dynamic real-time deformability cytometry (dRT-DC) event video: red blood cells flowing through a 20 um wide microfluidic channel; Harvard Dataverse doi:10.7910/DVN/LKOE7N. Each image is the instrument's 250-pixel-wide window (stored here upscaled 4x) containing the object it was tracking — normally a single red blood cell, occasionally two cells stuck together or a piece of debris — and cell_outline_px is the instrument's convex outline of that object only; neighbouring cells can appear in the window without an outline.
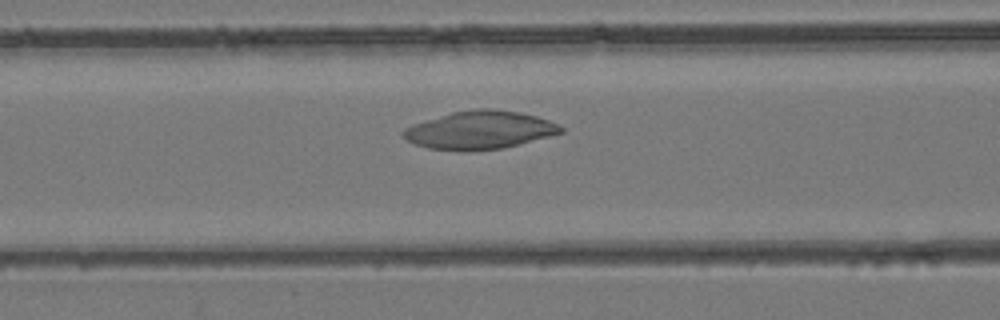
{"species": "common noctule bat (a hibernating species)", "species_latin": "Nyctalus noctula", "temperature_condition": "room temperature", "stored_images_in_passage": 47, "camera_frame_rate_fps": 3000, "um_per_image_px": 0.085, "animal": {"sex": "female", "body_mass_g": 24.6, "forearm_length_mm": 56.2}, "frame": {"image": 1, "passage_image": 20, "time_ms": 6.333, "image_size_px": [1000, 320], "cell_outline_px": [[564, 132], [520, 144], [504, 148], [460, 152], [428, 148], [404, 140], [400, 132], [404, 128], [412, 124], [452, 112], [476, 108], [492, 108], [520, 112], [536, 116], [560, 124], [564, 128]], "centroid_in_image_um": [40.75, 11.06], "position_along_channel_um": 125.8, "area_um2": 35.43}}
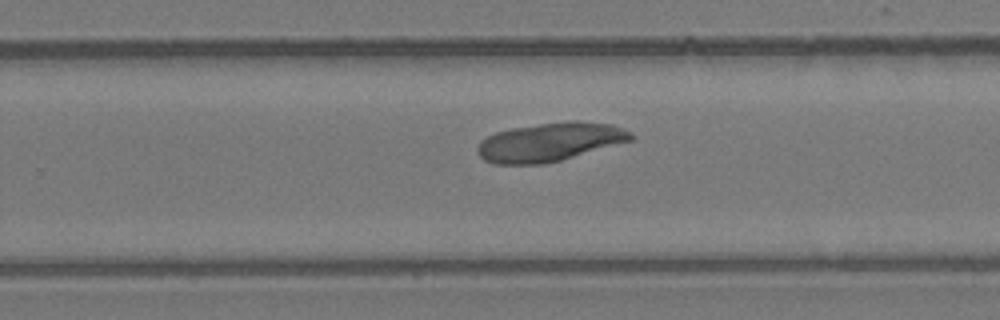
{"frame": {"image": 2, "passage_image": 31, "time_ms": 10.0, "image_size_px": [1000, 320], "cell_outline_px": [[632, 140], [560, 160], [544, 164], [492, 164], [484, 160], [480, 156], [476, 148], [480, 140], [496, 132], [512, 128], [568, 120], [576, 120], [612, 124], [624, 128], [632, 132]], "centroid_in_image_um": [46.72, 12.06], "position_along_channel_um": 283.1, "area_um2": 34.51}}
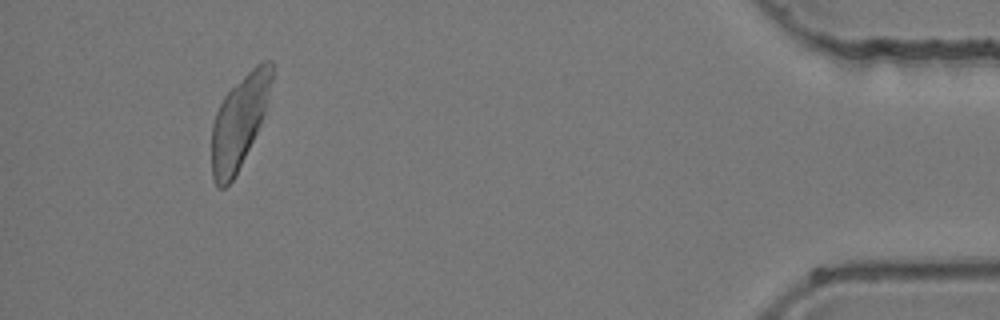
{"frame": {"image": 3, "passage_image": 45, "time_ms": 14.667, "image_size_px": [1000, 320], "cell_outline_px": [[272, 80], [264, 112], [260, 124], [236, 176], [224, 188], [216, 188], [212, 176], [212, 124], [216, 112], [224, 96], [256, 64], [264, 60], [272, 60]], "centroid_in_image_um": [20.31, 10.38], "position_along_channel_um": 414.9, "area_um2": 31.91}}